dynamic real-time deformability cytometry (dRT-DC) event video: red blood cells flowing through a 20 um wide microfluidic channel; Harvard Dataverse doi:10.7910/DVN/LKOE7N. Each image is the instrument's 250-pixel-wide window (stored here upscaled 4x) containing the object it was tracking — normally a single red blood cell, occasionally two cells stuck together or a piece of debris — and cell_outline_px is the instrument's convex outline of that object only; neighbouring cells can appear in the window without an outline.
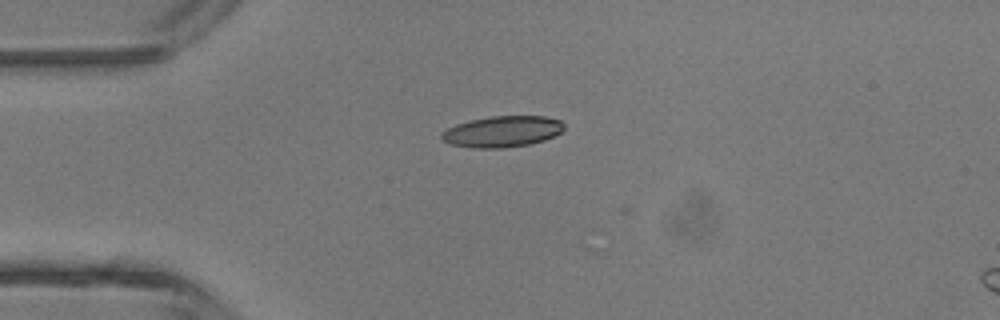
{"species": "common noctule bat (a hibernating species)", "species_latin": "Nyctalus noctula", "temperature_condition": "room temperature", "stored_images_in_passage": 5, "camera_frame_rate_fps": 3000, "um_per_image_px": 0.085, "animal": {"sex": "male", "body_mass_g": 13.3}, "frame": {"image": 1, "passage_image": 4, "time_ms": 3.667, "image_size_px": [1000, 320], "cell_outline_px": [[564, 128], [560, 132], [544, 140], [528, 144], [504, 148], [476, 148], [452, 144], [444, 140], [440, 136], [440, 132], [456, 124], [472, 120], [492, 116], [544, 116], [560, 120], [564, 124]], "centroid_in_image_um": [42.69, 11.18], "position_along_channel_um": 42.3, "area_um2": 21.96}}